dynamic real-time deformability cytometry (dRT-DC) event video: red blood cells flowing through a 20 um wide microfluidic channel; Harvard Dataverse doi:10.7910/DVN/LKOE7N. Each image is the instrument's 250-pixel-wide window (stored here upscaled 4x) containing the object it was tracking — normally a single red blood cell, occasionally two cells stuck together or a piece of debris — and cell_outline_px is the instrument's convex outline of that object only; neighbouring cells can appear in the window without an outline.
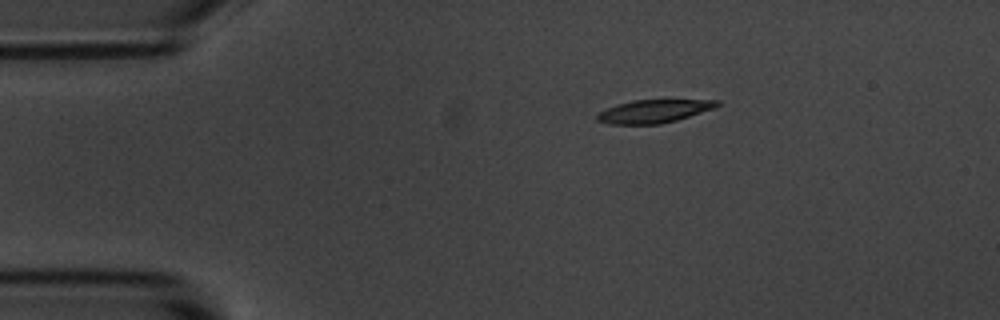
{"species": "common noctule bat (a hibernating species)", "species_latin": "Nyctalus noctula", "temperature_condition": "room temperature", "stored_images_in_passage": 7, "camera_frame_rate_fps": 3000, "um_per_image_px": 0.085, "animal": {"sex": "male", "body_mass_g": 20.1, "forearm_length_mm": 53.5}, "frame": {"image": 1, "passage_image": 1, "time_ms": 0.0, "image_size_px": [1000, 320], "cell_outline_px": [[720, 104], [716, 108], [676, 120], [660, 124], [608, 124], [596, 120], [596, 116], [600, 112], [608, 108], [632, 100], [720, 100]], "centroid_in_image_um": [55.61, 9.46], "position_along_channel_um": 29.4, "area_um2": 16.01}}
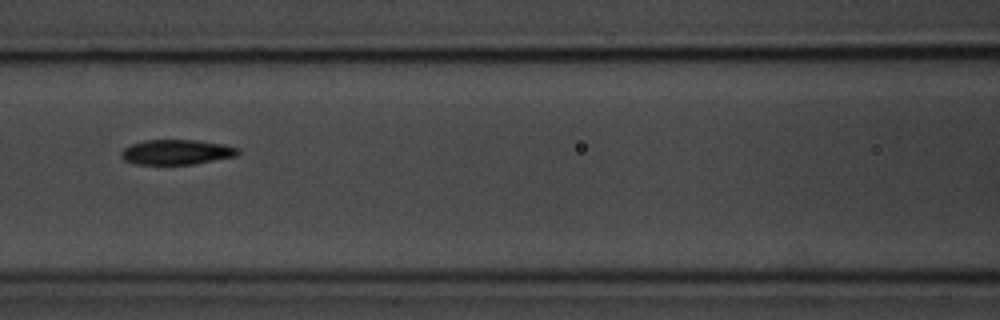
{"frame": {"image": 2, "passage_image": 5, "time_ms": 4.667, "image_size_px": [1000, 320], "cell_outline_px": [[240, 152], [236, 156], [192, 164], [132, 164], [124, 160], [120, 156], [120, 152], [124, 148], [132, 144], [144, 140], [196, 140], [224, 144], [240, 148]], "centroid_in_image_um": [14.99, 12.92], "position_along_channel_um": 151.6, "area_um2": 17.05}}
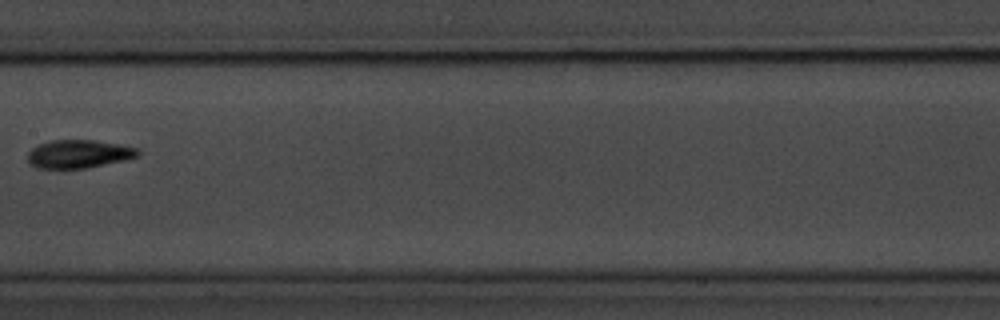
{"frame": {"image": 3, "passage_image": 6, "time_ms": 6.0, "image_size_px": [1000, 320], "cell_outline_px": [[140, 152], [136, 156], [124, 160], [88, 168], [36, 168], [28, 164], [28, 152], [32, 148], [40, 144], [52, 140], [96, 140], [120, 144], [136, 148]], "centroid_in_image_um": [6.66, 13.09], "position_along_channel_um": 200.7, "area_um2": 18.09}}